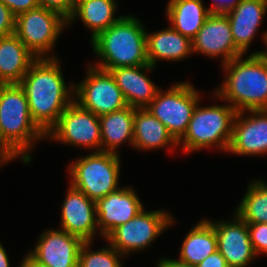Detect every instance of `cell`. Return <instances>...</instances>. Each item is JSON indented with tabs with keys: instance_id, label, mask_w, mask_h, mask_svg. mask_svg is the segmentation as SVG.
Masks as SVG:
<instances>
[{
	"instance_id": "obj_10",
	"label": "cell",
	"mask_w": 267,
	"mask_h": 267,
	"mask_svg": "<svg viewBox=\"0 0 267 267\" xmlns=\"http://www.w3.org/2000/svg\"><path fill=\"white\" fill-rule=\"evenodd\" d=\"M90 65L85 79L77 85L74 84V101L96 116L127 107L124 95L111 73Z\"/></svg>"
},
{
	"instance_id": "obj_15",
	"label": "cell",
	"mask_w": 267,
	"mask_h": 267,
	"mask_svg": "<svg viewBox=\"0 0 267 267\" xmlns=\"http://www.w3.org/2000/svg\"><path fill=\"white\" fill-rule=\"evenodd\" d=\"M192 52L208 57H223L222 65L243 55L234 44L229 19L225 14L211 13L192 40Z\"/></svg>"
},
{
	"instance_id": "obj_21",
	"label": "cell",
	"mask_w": 267,
	"mask_h": 267,
	"mask_svg": "<svg viewBox=\"0 0 267 267\" xmlns=\"http://www.w3.org/2000/svg\"><path fill=\"white\" fill-rule=\"evenodd\" d=\"M36 59L15 34L0 37V84H18Z\"/></svg>"
},
{
	"instance_id": "obj_18",
	"label": "cell",
	"mask_w": 267,
	"mask_h": 267,
	"mask_svg": "<svg viewBox=\"0 0 267 267\" xmlns=\"http://www.w3.org/2000/svg\"><path fill=\"white\" fill-rule=\"evenodd\" d=\"M154 68V66L146 64L109 70L128 106L144 109L156 97L161 88H158L144 73Z\"/></svg>"
},
{
	"instance_id": "obj_5",
	"label": "cell",
	"mask_w": 267,
	"mask_h": 267,
	"mask_svg": "<svg viewBox=\"0 0 267 267\" xmlns=\"http://www.w3.org/2000/svg\"><path fill=\"white\" fill-rule=\"evenodd\" d=\"M237 111L229 104L194 109L185 134L178 140L185 153L216 146L227 152Z\"/></svg>"
},
{
	"instance_id": "obj_6",
	"label": "cell",
	"mask_w": 267,
	"mask_h": 267,
	"mask_svg": "<svg viewBox=\"0 0 267 267\" xmlns=\"http://www.w3.org/2000/svg\"><path fill=\"white\" fill-rule=\"evenodd\" d=\"M70 185L97 201L119 189L121 160L119 154L92 152L71 163Z\"/></svg>"
},
{
	"instance_id": "obj_24",
	"label": "cell",
	"mask_w": 267,
	"mask_h": 267,
	"mask_svg": "<svg viewBox=\"0 0 267 267\" xmlns=\"http://www.w3.org/2000/svg\"><path fill=\"white\" fill-rule=\"evenodd\" d=\"M117 5L116 0H76L67 26L69 27L77 17L80 18L85 27L91 30V41L122 17H115Z\"/></svg>"
},
{
	"instance_id": "obj_29",
	"label": "cell",
	"mask_w": 267,
	"mask_h": 267,
	"mask_svg": "<svg viewBox=\"0 0 267 267\" xmlns=\"http://www.w3.org/2000/svg\"><path fill=\"white\" fill-rule=\"evenodd\" d=\"M250 241L258 256L261 253L267 255V223H247Z\"/></svg>"
},
{
	"instance_id": "obj_9",
	"label": "cell",
	"mask_w": 267,
	"mask_h": 267,
	"mask_svg": "<svg viewBox=\"0 0 267 267\" xmlns=\"http://www.w3.org/2000/svg\"><path fill=\"white\" fill-rule=\"evenodd\" d=\"M169 212L142 209L134 218L115 228L105 239L124 257L131 252L144 250L163 231L173 225Z\"/></svg>"
},
{
	"instance_id": "obj_31",
	"label": "cell",
	"mask_w": 267,
	"mask_h": 267,
	"mask_svg": "<svg viewBox=\"0 0 267 267\" xmlns=\"http://www.w3.org/2000/svg\"><path fill=\"white\" fill-rule=\"evenodd\" d=\"M76 0H39L40 7L60 13L67 20L72 15Z\"/></svg>"
},
{
	"instance_id": "obj_1",
	"label": "cell",
	"mask_w": 267,
	"mask_h": 267,
	"mask_svg": "<svg viewBox=\"0 0 267 267\" xmlns=\"http://www.w3.org/2000/svg\"><path fill=\"white\" fill-rule=\"evenodd\" d=\"M61 70L57 57L37 58L18 83L25 92L34 123L45 135L74 101V84L66 85Z\"/></svg>"
},
{
	"instance_id": "obj_7",
	"label": "cell",
	"mask_w": 267,
	"mask_h": 267,
	"mask_svg": "<svg viewBox=\"0 0 267 267\" xmlns=\"http://www.w3.org/2000/svg\"><path fill=\"white\" fill-rule=\"evenodd\" d=\"M65 27L67 19L60 13L37 7L16 17L15 35L37 58H56L51 50Z\"/></svg>"
},
{
	"instance_id": "obj_23",
	"label": "cell",
	"mask_w": 267,
	"mask_h": 267,
	"mask_svg": "<svg viewBox=\"0 0 267 267\" xmlns=\"http://www.w3.org/2000/svg\"><path fill=\"white\" fill-rule=\"evenodd\" d=\"M136 108L127 106L99 116L101 151L119 154L117 149L128 141L133 146V124Z\"/></svg>"
},
{
	"instance_id": "obj_26",
	"label": "cell",
	"mask_w": 267,
	"mask_h": 267,
	"mask_svg": "<svg viewBox=\"0 0 267 267\" xmlns=\"http://www.w3.org/2000/svg\"><path fill=\"white\" fill-rule=\"evenodd\" d=\"M217 250L214 226L207 219L200 220L185 236L177 260L197 266Z\"/></svg>"
},
{
	"instance_id": "obj_20",
	"label": "cell",
	"mask_w": 267,
	"mask_h": 267,
	"mask_svg": "<svg viewBox=\"0 0 267 267\" xmlns=\"http://www.w3.org/2000/svg\"><path fill=\"white\" fill-rule=\"evenodd\" d=\"M147 59L156 67L159 60L182 61L192 52V41L171 26L160 31L146 33Z\"/></svg>"
},
{
	"instance_id": "obj_33",
	"label": "cell",
	"mask_w": 267,
	"mask_h": 267,
	"mask_svg": "<svg viewBox=\"0 0 267 267\" xmlns=\"http://www.w3.org/2000/svg\"><path fill=\"white\" fill-rule=\"evenodd\" d=\"M13 13L15 17L29 10L40 7L39 0H0Z\"/></svg>"
},
{
	"instance_id": "obj_2",
	"label": "cell",
	"mask_w": 267,
	"mask_h": 267,
	"mask_svg": "<svg viewBox=\"0 0 267 267\" xmlns=\"http://www.w3.org/2000/svg\"><path fill=\"white\" fill-rule=\"evenodd\" d=\"M243 56L223 64L226 79L214 96L237 112L267 110V60L261 54Z\"/></svg>"
},
{
	"instance_id": "obj_34",
	"label": "cell",
	"mask_w": 267,
	"mask_h": 267,
	"mask_svg": "<svg viewBox=\"0 0 267 267\" xmlns=\"http://www.w3.org/2000/svg\"><path fill=\"white\" fill-rule=\"evenodd\" d=\"M241 0H213L212 7L208 8L210 13L225 14L232 10Z\"/></svg>"
},
{
	"instance_id": "obj_39",
	"label": "cell",
	"mask_w": 267,
	"mask_h": 267,
	"mask_svg": "<svg viewBox=\"0 0 267 267\" xmlns=\"http://www.w3.org/2000/svg\"><path fill=\"white\" fill-rule=\"evenodd\" d=\"M263 42L266 45V49L258 52H253L251 54H261L267 60V31L263 35Z\"/></svg>"
},
{
	"instance_id": "obj_14",
	"label": "cell",
	"mask_w": 267,
	"mask_h": 267,
	"mask_svg": "<svg viewBox=\"0 0 267 267\" xmlns=\"http://www.w3.org/2000/svg\"><path fill=\"white\" fill-rule=\"evenodd\" d=\"M236 113L227 152L237 155L267 153V110H249ZM245 114V115H244Z\"/></svg>"
},
{
	"instance_id": "obj_27",
	"label": "cell",
	"mask_w": 267,
	"mask_h": 267,
	"mask_svg": "<svg viewBox=\"0 0 267 267\" xmlns=\"http://www.w3.org/2000/svg\"><path fill=\"white\" fill-rule=\"evenodd\" d=\"M235 213L246 223H267V183L251 181Z\"/></svg>"
},
{
	"instance_id": "obj_11",
	"label": "cell",
	"mask_w": 267,
	"mask_h": 267,
	"mask_svg": "<svg viewBox=\"0 0 267 267\" xmlns=\"http://www.w3.org/2000/svg\"><path fill=\"white\" fill-rule=\"evenodd\" d=\"M46 138L71 146L101 151L99 116L73 101L61 114Z\"/></svg>"
},
{
	"instance_id": "obj_32",
	"label": "cell",
	"mask_w": 267,
	"mask_h": 267,
	"mask_svg": "<svg viewBox=\"0 0 267 267\" xmlns=\"http://www.w3.org/2000/svg\"><path fill=\"white\" fill-rule=\"evenodd\" d=\"M16 17L11 10L0 1V37L15 34Z\"/></svg>"
},
{
	"instance_id": "obj_17",
	"label": "cell",
	"mask_w": 267,
	"mask_h": 267,
	"mask_svg": "<svg viewBox=\"0 0 267 267\" xmlns=\"http://www.w3.org/2000/svg\"><path fill=\"white\" fill-rule=\"evenodd\" d=\"M61 210V230L93 242L98 230L96 203L86 194L70 185Z\"/></svg>"
},
{
	"instance_id": "obj_12",
	"label": "cell",
	"mask_w": 267,
	"mask_h": 267,
	"mask_svg": "<svg viewBox=\"0 0 267 267\" xmlns=\"http://www.w3.org/2000/svg\"><path fill=\"white\" fill-rule=\"evenodd\" d=\"M83 241L68 232L43 231L34 249L27 255L44 267H78V254Z\"/></svg>"
},
{
	"instance_id": "obj_8",
	"label": "cell",
	"mask_w": 267,
	"mask_h": 267,
	"mask_svg": "<svg viewBox=\"0 0 267 267\" xmlns=\"http://www.w3.org/2000/svg\"><path fill=\"white\" fill-rule=\"evenodd\" d=\"M200 98L192 84L180 82L167 91L160 89L145 109L164 124L178 141L185 134Z\"/></svg>"
},
{
	"instance_id": "obj_30",
	"label": "cell",
	"mask_w": 267,
	"mask_h": 267,
	"mask_svg": "<svg viewBox=\"0 0 267 267\" xmlns=\"http://www.w3.org/2000/svg\"><path fill=\"white\" fill-rule=\"evenodd\" d=\"M20 156L22 162L30 163L4 136L0 125V165L6 164L11 160L18 159Z\"/></svg>"
},
{
	"instance_id": "obj_35",
	"label": "cell",
	"mask_w": 267,
	"mask_h": 267,
	"mask_svg": "<svg viewBox=\"0 0 267 267\" xmlns=\"http://www.w3.org/2000/svg\"><path fill=\"white\" fill-rule=\"evenodd\" d=\"M195 267H228V265L225 258L216 250Z\"/></svg>"
},
{
	"instance_id": "obj_19",
	"label": "cell",
	"mask_w": 267,
	"mask_h": 267,
	"mask_svg": "<svg viewBox=\"0 0 267 267\" xmlns=\"http://www.w3.org/2000/svg\"><path fill=\"white\" fill-rule=\"evenodd\" d=\"M266 13L267 0H241L225 13L229 19L235 47L243 55L247 53Z\"/></svg>"
},
{
	"instance_id": "obj_36",
	"label": "cell",
	"mask_w": 267,
	"mask_h": 267,
	"mask_svg": "<svg viewBox=\"0 0 267 267\" xmlns=\"http://www.w3.org/2000/svg\"><path fill=\"white\" fill-rule=\"evenodd\" d=\"M157 267H195L190 264L183 263L177 259L160 258Z\"/></svg>"
},
{
	"instance_id": "obj_4",
	"label": "cell",
	"mask_w": 267,
	"mask_h": 267,
	"mask_svg": "<svg viewBox=\"0 0 267 267\" xmlns=\"http://www.w3.org/2000/svg\"><path fill=\"white\" fill-rule=\"evenodd\" d=\"M0 125L5 138L31 162L29 151L46 135L34 123L19 84H0Z\"/></svg>"
},
{
	"instance_id": "obj_37",
	"label": "cell",
	"mask_w": 267,
	"mask_h": 267,
	"mask_svg": "<svg viewBox=\"0 0 267 267\" xmlns=\"http://www.w3.org/2000/svg\"><path fill=\"white\" fill-rule=\"evenodd\" d=\"M0 267H10L8 255L1 243H0Z\"/></svg>"
},
{
	"instance_id": "obj_22",
	"label": "cell",
	"mask_w": 267,
	"mask_h": 267,
	"mask_svg": "<svg viewBox=\"0 0 267 267\" xmlns=\"http://www.w3.org/2000/svg\"><path fill=\"white\" fill-rule=\"evenodd\" d=\"M177 147L178 141L155 116L145 108L136 109L133 124V147L154 150L166 146Z\"/></svg>"
},
{
	"instance_id": "obj_16",
	"label": "cell",
	"mask_w": 267,
	"mask_h": 267,
	"mask_svg": "<svg viewBox=\"0 0 267 267\" xmlns=\"http://www.w3.org/2000/svg\"><path fill=\"white\" fill-rule=\"evenodd\" d=\"M95 203L97 226L104 239L144 209L136 191L129 186L120 187Z\"/></svg>"
},
{
	"instance_id": "obj_3",
	"label": "cell",
	"mask_w": 267,
	"mask_h": 267,
	"mask_svg": "<svg viewBox=\"0 0 267 267\" xmlns=\"http://www.w3.org/2000/svg\"><path fill=\"white\" fill-rule=\"evenodd\" d=\"M141 20L124 15L108 29L91 40L100 62L93 66L109 71L113 68L146 65V33Z\"/></svg>"
},
{
	"instance_id": "obj_25",
	"label": "cell",
	"mask_w": 267,
	"mask_h": 267,
	"mask_svg": "<svg viewBox=\"0 0 267 267\" xmlns=\"http://www.w3.org/2000/svg\"><path fill=\"white\" fill-rule=\"evenodd\" d=\"M166 8L171 27L191 41L211 14L202 0H169Z\"/></svg>"
},
{
	"instance_id": "obj_38",
	"label": "cell",
	"mask_w": 267,
	"mask_h": 267,
	"mask_svg": "<svg viewBox=\"0 0 267 267\" xmlns=\"http://www.w3.org/2000/svg\"><path fill=\"white\" fill-rule=\"evenodd\" d=\"M18 267H44L36 263L33 259H31L27 254L22 260L21 264Z\"/></svg>"
},
{
	"instance_id": "obj_13",
	"label": "cell",
	"mask_w": 267,
	"mask_h": 267,
	"mask_svg": "<svg viewBox=\"0 0 267 267\" xmlns=\"http://www.w3.org/2000/svg\"><path fill=\"white\" fill-rule=\"evenodd\" d=\"M234 220L210 221L217 238V250L228 267H247L257 256L250 241L248 224L236 213ZM215 222V223H214Z\"/></svg>"
},
{
	"instance_id": "obj_28",
	"label": "cell",
	"mask_w": 267,
	"mask_h": 267,
	"mask_svg": "<svg viewBox=\"0 0 267 267\" xmlns=\"http://www.w3.org/2000/svg\"><path fill=\"white\" fill-rule=\"evenodd\" d=\"M92 242H83L78 254V267H122L124 257L110 244L100 250H91Z\"/></svg>"
}]
</instances>
